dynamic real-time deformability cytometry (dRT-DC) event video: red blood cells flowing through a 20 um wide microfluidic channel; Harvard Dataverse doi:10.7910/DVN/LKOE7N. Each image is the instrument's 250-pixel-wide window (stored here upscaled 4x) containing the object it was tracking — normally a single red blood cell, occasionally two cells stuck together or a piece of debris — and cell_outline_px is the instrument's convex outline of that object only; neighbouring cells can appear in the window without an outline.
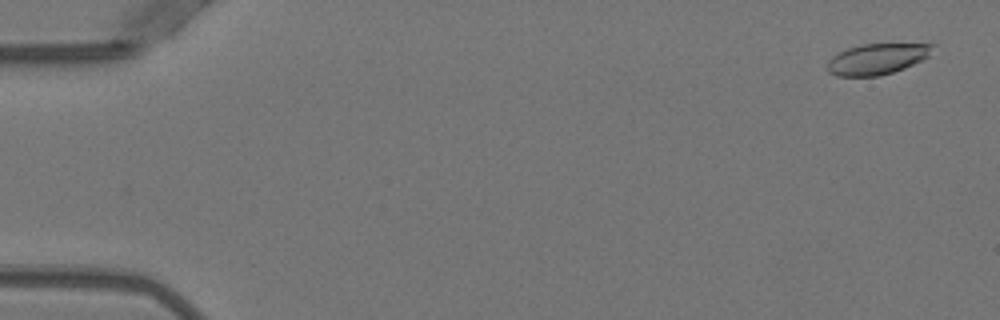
{"species": "Egyptian fruit bat (a non-hibernating species)", "species_latin": "Rousettus aegyptiacus", "temperature_condition": "warm", "stored_images_in_passage": 21, "segment_of_instrument_passage": [1, 2], "camera_frame_rate_fps": 3000, "um_per_image_px": 0.085, "animal": {"sex": "female"}, "frame": {"image": 1, "passage_image": 3, "time_ms": 0.667, "image_size_px": [1000, 320], "cell_outline_px": [[936, 44], [928, 56], [904, 68], [880, 76], [836, 76], [828, 72], [828, 60], [832, 56], [848, 48], [864, 44]], "centroid_in_image_um": [74.52, 5.02], "position_along_channel_um": 10.5, "area_um2": 18.67}}
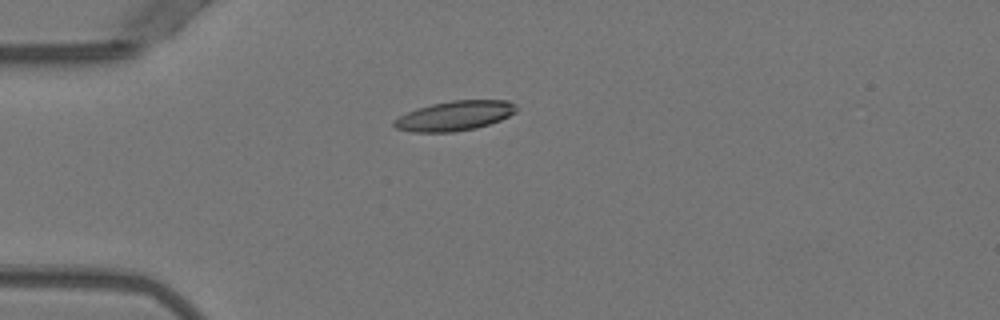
{"frame": {"image": 2, "passage_image": 15, "time_ms": 4.667, "image_size_px": [1000, 320], "cell_outline_px": [[516, 112], [500, 120], [476, 128], [452, 132], [412, 132], [396, 128], [392, 124], [392, 120], [416, 108], [432, 104], [452, 100], [508, 100], [516, 104]], "centroid_in_image_um": [38.64, 9.84], "position_along_channel_um": 46.4, "area_um2": 21.15}}
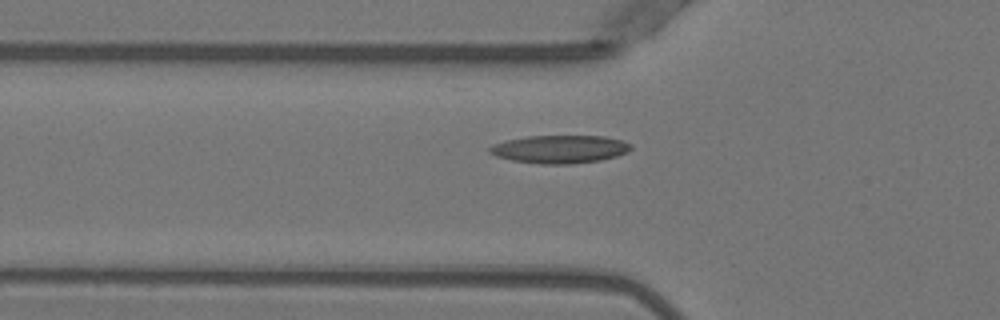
{"frame": {"image": 3, "passage_image": 19, "time_ms": 6.0, "image_size_px": [1000, 320], "cell_outline_px": [[632, 148], [628, 152], [616, 156], [600, 160], [572, 164], [540, 164], [512, 160], [496, 156], [488, 152], [488, 148], [492, 144], [508, 140], [528, 136], [604, 136], [620, 140], [632, 144]], "centroid_in_image_um": [47.58, 12.68], "position_along_channel_um": 78.2, "area_um2": 23.06}}